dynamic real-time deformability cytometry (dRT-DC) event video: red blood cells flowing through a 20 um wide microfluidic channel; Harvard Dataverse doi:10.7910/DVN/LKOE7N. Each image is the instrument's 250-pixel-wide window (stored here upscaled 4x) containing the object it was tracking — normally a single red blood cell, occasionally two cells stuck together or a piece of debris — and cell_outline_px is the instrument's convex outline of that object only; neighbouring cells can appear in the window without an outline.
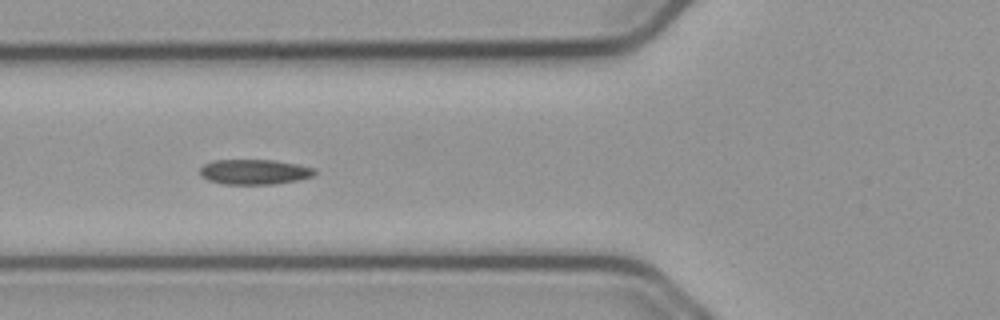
{"species": "common noctule bat (a hibernating species)", "species_latin": "Nyctalus noctula", "temperature_condition": "cold", "stored_images_in_passage": 48, "camera_frame_rate_fps": 3000, "um_per_image_px": 0.085, "animal": {"sex": "male", "body_mass_g": 23.1, "forearm_length_mm": 52.7}, "frame": {"image": 1, "passage_image": 13, "time_ms": 4.0, "image_size_px": [1000, 320], "cell_outline_px": [[316, 172], [312, 176], [300, 180], [272, 184], [224, 184], [208, 180], [200, 176], [200, 168], [204, 164], [212, 160], [276, 160], [300, 164], [316, 168]], "centroid_in_image_um": [21.65, 14.6], "position_along_channel_um": 104.2, "area_um2": 16.99}}
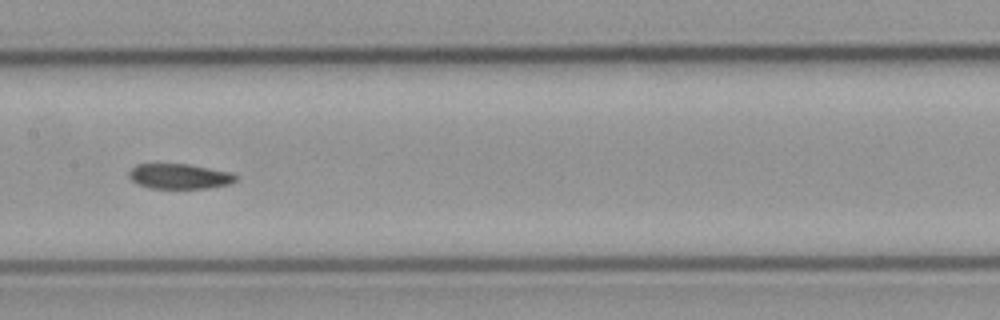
{"frame": {"image": 2, "passage_image": 20, "time_ms": 6.333, "image_size_px": [1000, 320], "cell_outline_px": [[240, 176], [236, 180], [228, 184], [208, 188], [148, 188], [136, 184], [128, 176], [128, 172], [136, 164], [188, 164], [232, 172]], "centroid_in_image_um": [15.25, 14.98], "position_along_channel_um": 192.1, "area_um2": 15.78}}
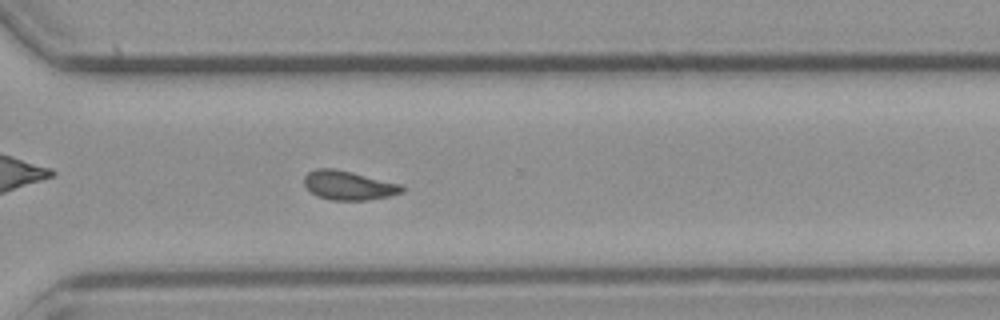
{"frame": {"image": 3, "passage_image": 32, "time_ms": 10.333, "image_size_px": [1000, 320], "cell_outline_px": [[404, 192], [388, 196], [368, 200], [332, 200], [316, 196], [304, 188], [304, 176], [308, 172], [316, 168], [332, 168], [352, 172], [400, 184], [404, 188]], "centroid_in_image_um": [29.57, 15.76], "position_along_channel_um": 341.0, "area_um2": 16.65}}